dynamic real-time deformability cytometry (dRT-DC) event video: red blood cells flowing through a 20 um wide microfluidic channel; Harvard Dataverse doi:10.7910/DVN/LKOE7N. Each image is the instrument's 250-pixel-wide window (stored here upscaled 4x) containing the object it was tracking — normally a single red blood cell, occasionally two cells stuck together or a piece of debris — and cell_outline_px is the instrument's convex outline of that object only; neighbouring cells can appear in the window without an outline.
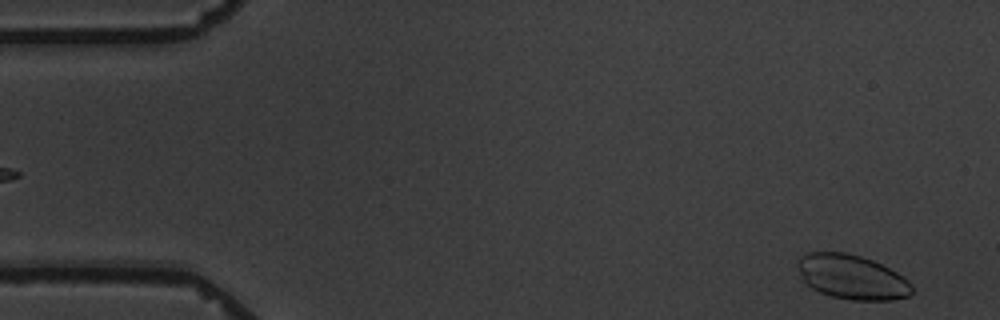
{"species": "common noctule bat (a hibernating species)", "species_latin": "Nyctalus noctula", "temperature_condition": "warm", "stored_images_in_passage": 5, "camera_frame_rate_fps": 3000, "um_per_image_px": 0.085, "animal": {"sex": "male", "body_mass_g": 19.5, "forearm_length_mm": 54.6}, "frame": {"image": 1, "passage_image": 5, "time_ms": 6.0, "image_size_px": [1000, 320], "cell_outline_px": [[912, 292], [908, 296], [892, 300], [852, 300], [832, 296], [820, 292], [812, 288], [804, 280], [796, 264], [800, 256], [808, 252], [848, 252], [872, 260], [896, 272], [912, 288]], "centroid_in_image_um": [72.36, 23.54], "position_along_channel_um": 12.6, "area_um2": 29.19}}